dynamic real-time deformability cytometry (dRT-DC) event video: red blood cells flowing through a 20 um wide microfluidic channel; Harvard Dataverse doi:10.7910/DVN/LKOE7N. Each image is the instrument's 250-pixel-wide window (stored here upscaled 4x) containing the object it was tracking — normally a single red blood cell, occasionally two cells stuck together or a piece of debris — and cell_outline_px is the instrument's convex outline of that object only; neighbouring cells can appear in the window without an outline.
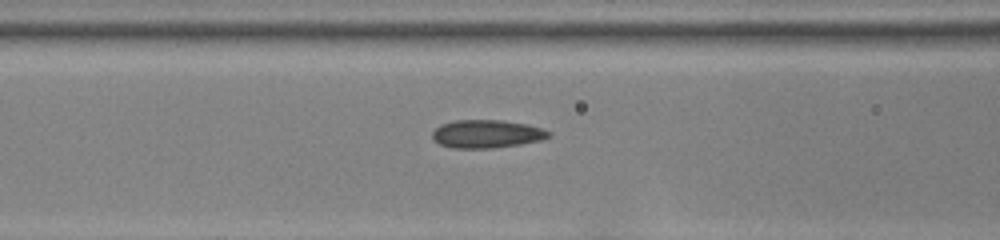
{"species": "common noctule bat (a hibernating species)", "species_latin": "Nyctalus noctula", "temperature_condition": "room temperature", "stored_images_in_passage": 15, "camera_frame_rate_fps": 3000, "um_per_image_px": 0.085, "animal": {"sex": "female", "body_mass_g": 22.0, "forearm_length_mm": 56.7}, "frame": {"image": 1, "passage_image": 13, "time_ms": 4.0, "image_size_px": [1000, 240], "cell_outline_px": [[552, 136], [540, 140], [520, 144], [492, 148], [452, 148], [440, 144], [432, 136], [432, 132], [440, 124], [456, 120], [500, 120], [528, 124], [552, 132]], "centroid_in_image_um": [41.39, 11.38], "position_along_channel_um": 125.2, "area_um2": 19.02}}